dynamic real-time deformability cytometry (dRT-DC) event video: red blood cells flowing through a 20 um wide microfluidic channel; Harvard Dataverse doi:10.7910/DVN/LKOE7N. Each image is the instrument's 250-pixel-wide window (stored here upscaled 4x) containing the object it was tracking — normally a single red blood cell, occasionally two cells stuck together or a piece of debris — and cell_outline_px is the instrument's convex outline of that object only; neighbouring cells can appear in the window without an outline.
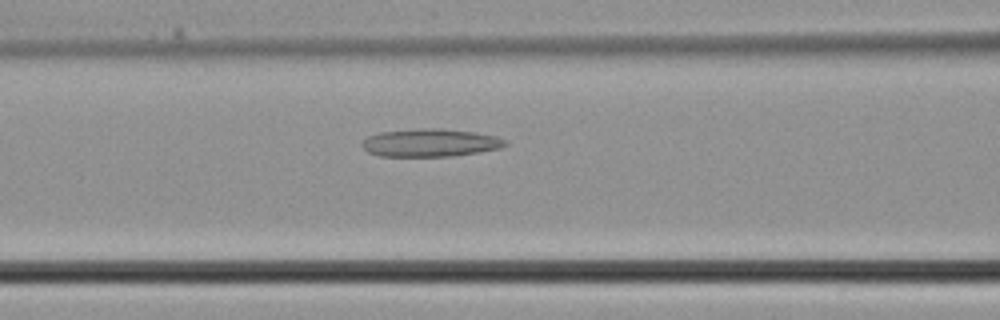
{"species": "common noctule bat (a hibernating species)", "species_latin": "Nyctalus noctula", "temperature_condition": "cold", "stored_images_in_passage": 32, "camera_frame_rate_fps": 3000, "um_per_image_px": 0.085, "animal": {"sex": "male", "body_mass_g": 21.5, "forearm_length_mm": 52.0}, "frame": {"image": 1, "passage_image": 10, "time_ms": 3.0, "image_size_px": [1000, 320], "cell_outline_px": [[508, 144], [500, 148], [480, 152], [452, 156], [380, 156], [368, 152], [360, 144], [368, 136], [380, 132], [420, 128], [444, 128], [472, 132], [496, 136], [508, 140]], "centroid_in_image_um": [36.59, 12.13], "position_along_channel_um": 130.0, "area_um2": 23.35}}
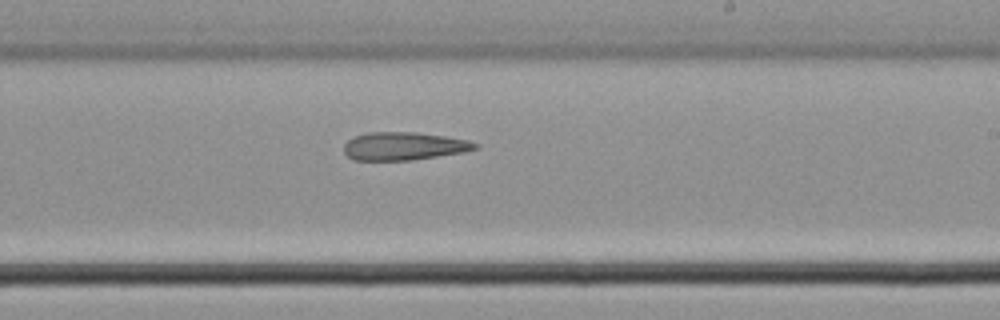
{"frame": {"image": 2, "passage_image": 17, "time_ms": 5.333, "image_size_px": [1000, 320], "cell_outline_px": [[480, 144], [476, 148], [464, 152], [412, 160], [352, 160], [344, 152], [344, 144], [348, 140], [356, 136], [368, 132], [416, 132], [444, 136], [468, 140]], "centroid_in_image_um": [34.32, 12.42], "position_along_channel_um": 254.7, "area_um2": 21.39}}
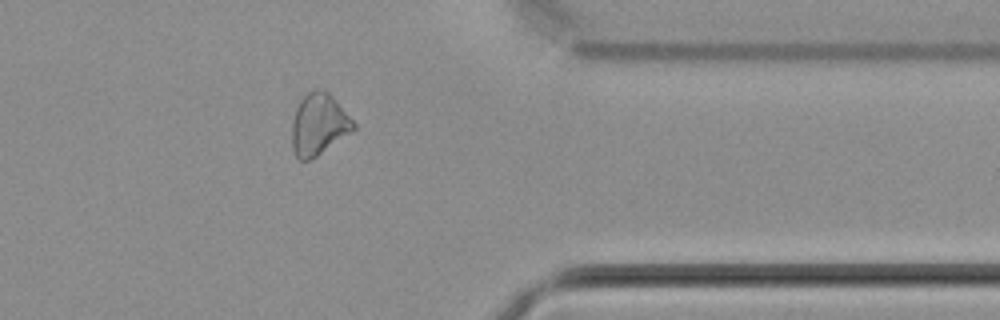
{"frame": {"image": 3, "passage_image": 25, "time_ms": 8.0, "image_size_px": [1000, 320], "cell_outline_px": [[356, 128], [352, 132], [312, 160], [300, 160], [296, 156], [292, 148], [292, 120], [296, 108], [300, 100], [312, 88], [324, 88], [336, 100], [356, 124]], "centroid_in_image_um": [27.09, 10.57], "position_along_channel_um": 384.3, "area_um2": 22.37}}